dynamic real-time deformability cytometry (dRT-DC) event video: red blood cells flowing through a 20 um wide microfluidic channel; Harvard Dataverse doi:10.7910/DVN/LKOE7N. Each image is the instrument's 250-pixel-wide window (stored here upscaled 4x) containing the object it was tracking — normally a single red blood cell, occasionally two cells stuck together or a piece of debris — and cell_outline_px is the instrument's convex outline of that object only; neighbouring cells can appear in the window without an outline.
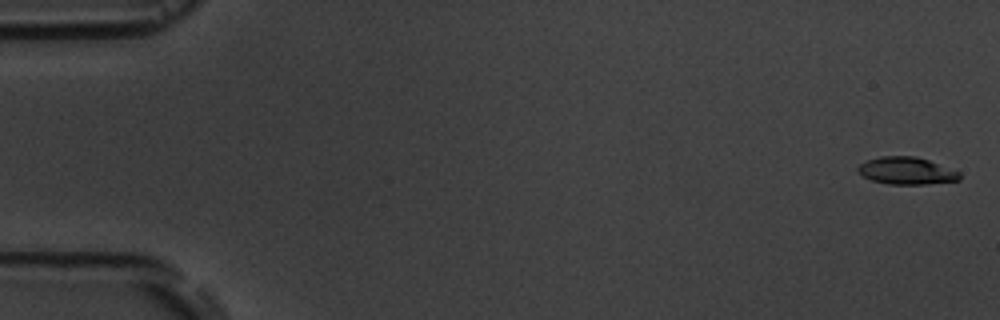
{"species": "common noctule bat (a hibernating species)", "species_latin": "Nyctalus noctula", "temperature_condition": "room temperature", "stored_images_in_passage": 9, "camera_frame_rate_fps": 3000, "um_per_image_px": 0.085, "animal": {"sex": "male", "body_mass_g": 19.5, "forearm_length_mm": 54.6}, "frame": {"image": 1, "passage_image": 1, "time_ms": 0.0, "image_size_px": [1000, 320], "cell_outline_px": [[960, 180], [924, 184], [888, 184], [872, 180], [860, 176], [856, 172], [856, 168], [860, 164], [868, 160], [880, 156], [916, 156], [928, 160], [960, 172]], "centroid_in_image_um": [77.0, 14.52], "position_along_channel_um": 8.0, "area_um2": 16.18}}
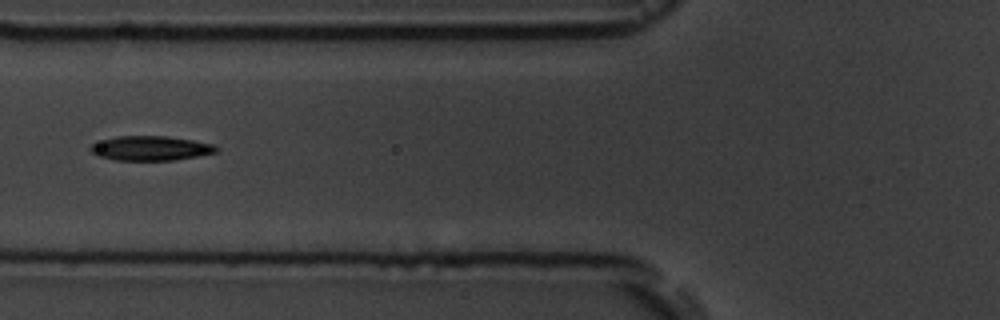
{"frame": {"image": 2, "passage_image": 7, "time_ms": 7.0, "image_size_px": [1000, 320], "cell_outline_px": [[220, 148], [216, 152], [176, 160], [116, 160], [96, 156], [88, 148], [92, 144], [116, 136], [168, 136], [216, 144]], "centroid_in_image_um": [12.82, 12.6], "position_along_channel_um": 113.0, "area_um2": 18.03}}
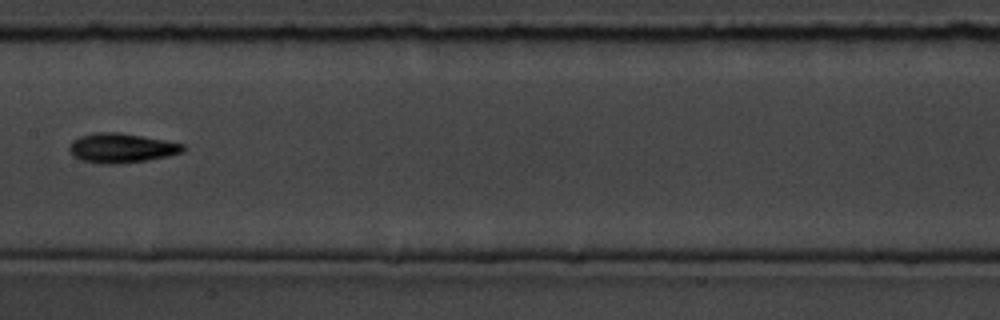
{"frame": {"image": 3, "passage_image": 9, "time_ms": 9.333, "image_size_px": [1000, 320], "cell_outline_px": [[184, 152], [148, 160], [116, 164], [100, 164], [80, 160], [68, 148], [72, 140], [80, 136], [96, 132], [120, 132], [164, 140], [184, 144]], "centroid_in_image_um": [10.31, 12.58], "position_along_channel_um": 197.1, "area_um2": 19.48}}